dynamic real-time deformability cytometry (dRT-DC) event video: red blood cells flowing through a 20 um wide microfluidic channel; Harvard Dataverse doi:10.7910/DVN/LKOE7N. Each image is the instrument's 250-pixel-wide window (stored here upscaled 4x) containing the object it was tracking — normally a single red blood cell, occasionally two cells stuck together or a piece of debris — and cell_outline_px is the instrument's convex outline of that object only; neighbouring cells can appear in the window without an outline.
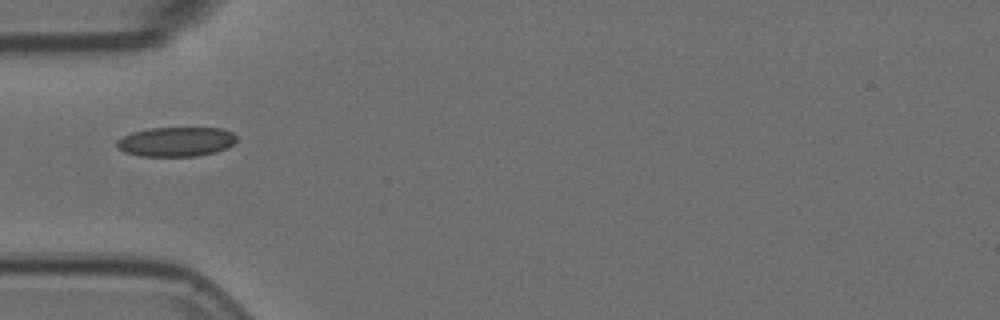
{"species": "Egyptian fruit bat (a non-hibernating species)", "species_latin": "Rousettus aegyptiacus", "temperature_condition": "room temperature", "stored_images_in_passage": 1, "camera_frame_rate_fps": 3000, "um_per_image_px": 0.085, "animal": {"sex": "female"}, "frame": {"image": 1, "passage_image": 1, "time_ms": 0.0, "image_size_px": [1000, 320], "cell_outline_px": [[236, 140], [228, 148], [216, 152], [196, 156], [140, 156], [124, 152], [116, 148], [116, 140], [132, 132], [148, 128], [220, 128], [232, 132], [236, 136]], "centroid_in_image_um": [14.95, 12.05], "position_along_channel_um": 70.1, "area_um2": 20.69}}